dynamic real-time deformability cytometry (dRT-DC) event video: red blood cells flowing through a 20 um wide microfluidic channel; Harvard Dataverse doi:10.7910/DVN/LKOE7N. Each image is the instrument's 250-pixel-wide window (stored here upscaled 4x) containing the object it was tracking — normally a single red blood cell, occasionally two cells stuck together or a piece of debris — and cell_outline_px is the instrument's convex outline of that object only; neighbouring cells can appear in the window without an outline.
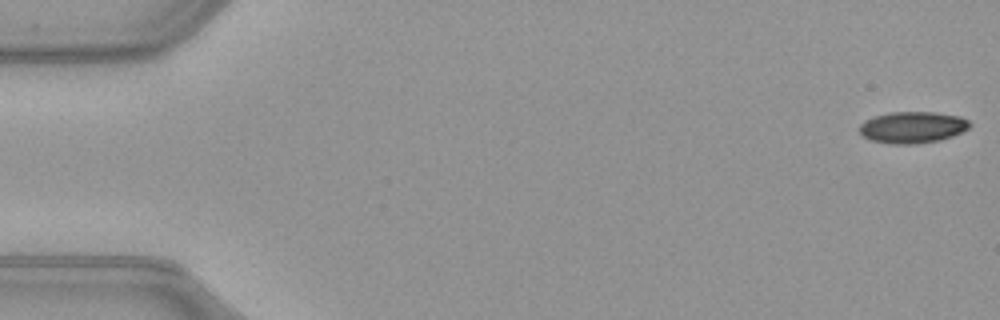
{"species": "common noctule bat (a hibernating species)", "species_latin": "Nyctalus noctula", "temperature_condition": "warm", "stored_images_in_passage": 51, "camera_frame_rate_fps": 3000, "um_per_image_px": 0.085, "animal": {"sex": "female", "body_mass_g": 21.9}, "frame": {"image": 1, "passage_image": 1, "time_ms": 0.0, "image_size_px": [1000, 320], "cell_outline_px": [[972, 124], [968, 128], [952, 136], [940, 140], [912, 144], [892, 144], [872, 140], [864, 136], [860, 132], [860, 124], [864, 120], [876, 116], [892, 112], [936, 112], [960, 116], [968, 120]], "centroid_in_image_um": [77.58, 10.81], "position_along_channel_um": 7.4, "area_um2": 20.11}}
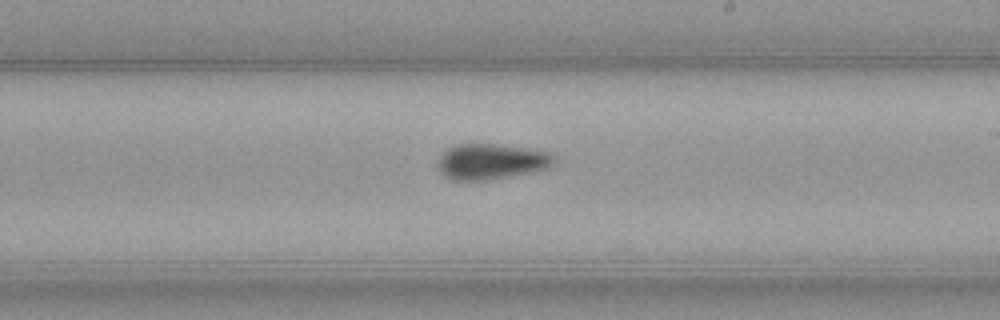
{"frame": {"image": 2, "passage_image": 30, "time_ms": 9.667, "image_size_px": [1000, 320], "cell_outline_px": [[552, 164], [548, 168], [488, 180], [452, 180], [444, 176], [440, 172], [440, 156], [448, 148], [456, 144], [496, 144], [524, 148], [548, 152], [552, 156]], "centroid_in_image_um": [41.7, 13.73], "position_along_channel_um": 247.3, "area_um2": 23.52}}
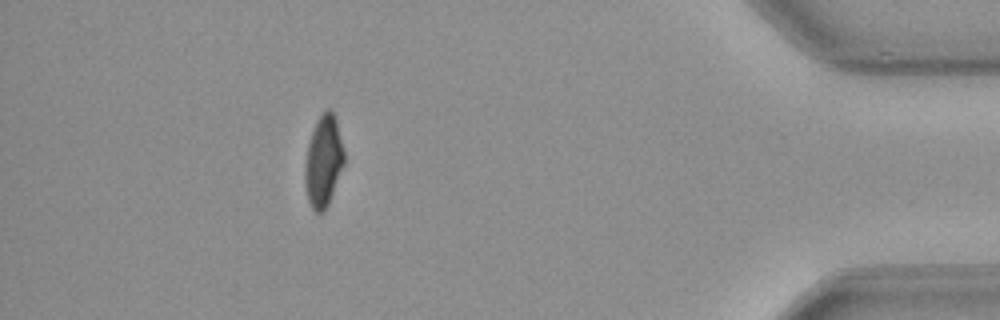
{"frame": {"image": 3, "passage_image": 46, "time_ms": 15.0, "image_size_px": [1000, 320], "cell_outline_px": [[344, 164], [328, 204], [320, 212], [316, 212], [312, 208], [308, 200], [304, 180], [304, 168], [308, 144], [316, 120], [328, 108], [332, 108], [336, 120], [344, 148]], "centroid_in_image_um": [27.49, 13.67], "position_along_channel_um": 407.7, "area_um2": 20.69}, "authors_computed_cell_mechanics": {"area_um2": 21.9062, "velocity_mm_per_s": 4.0286, "shape_relaxation_time_tau1_ms": 4.3409, "shape_relaxation_time_tau2_ms": null, "deformation_change_tau1": 0.1374, "deformation_change_tau2": null}}